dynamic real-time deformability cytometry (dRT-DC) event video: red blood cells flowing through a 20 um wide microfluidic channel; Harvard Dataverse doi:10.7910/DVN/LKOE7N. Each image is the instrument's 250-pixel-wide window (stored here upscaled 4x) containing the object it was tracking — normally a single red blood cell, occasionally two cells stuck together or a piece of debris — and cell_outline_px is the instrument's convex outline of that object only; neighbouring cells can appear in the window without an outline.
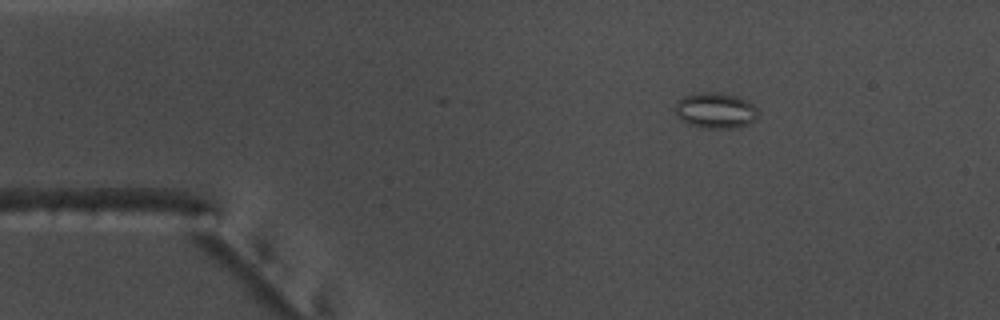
{"species": "common noctule bat (a hibernating species)", "species_latin": "Nyctalus noctula", "temperature_condition": "warm", "stored_images_in_passage": 47, "camera_frame_rate_fps": 3000, "um_per_image_px": 0.085, "animal": {"sex": "male", "body_mass_g": 17.5, "forearm_length_mm": 52.3}, "frame": {"image": 1, "passage_image": 1, "time_ms": 0.0, "image_size_px": [1000, 320], "cell_outline_px": [[760, 112], [748, 124], [732, 128], [708, 128], [688, 124], [676, 116], [672, 108], [684, 96], [700, 92], [720, 92], [736, 96], [748, 100]], "centroid_in_image_um": [60.79, 9.38], "position_along_channel_um": 24.2, "area_um2": 17.28}}
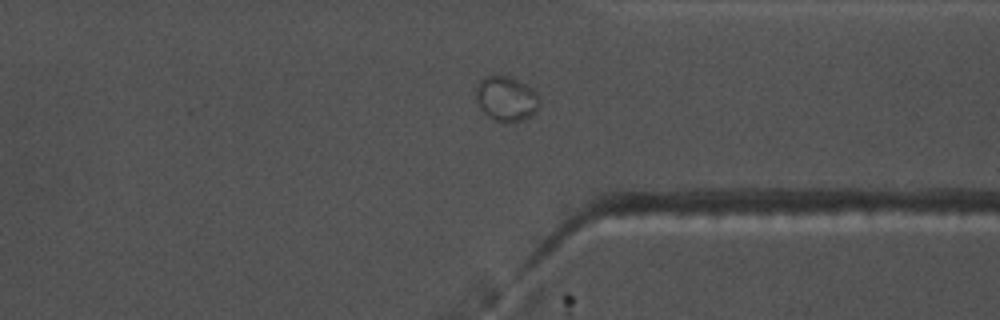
{"frame": {"image": 2, "passage_image": 34, "time_ms": 11.0, "image_size_px": [1000, 320], "cell_outline_px": [[540, 108], [536, 112], [520, 120], [504, 124], [488, 116], [480, 108], [476, 100], [476, 84], [484, 76], [508, 76], [532, 88], [536, 92], [540, 100]], "centroid_in_image_um": [43.03, 8.4], "position_along_channel_um": 368.4, "area_um2": 16.65}}
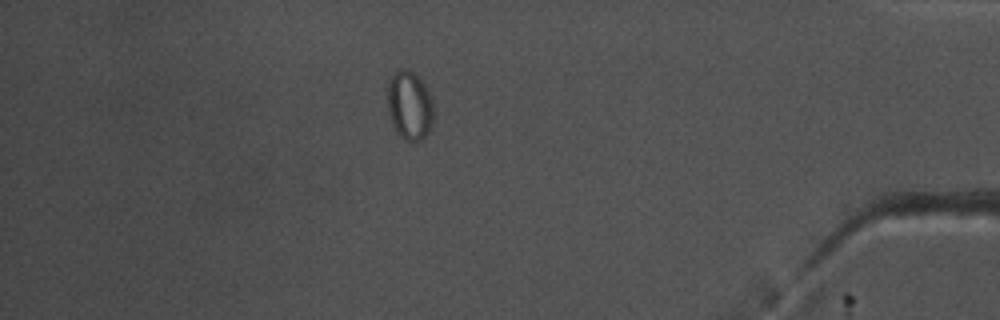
{"frame": {"image": 3, "passage_image": 40, "time_ms": 13.0, "image_size_px": [1000, 320], "cell_outline_px": [[432, 124], [428, 132], [420, 140], [404, 140], [400, 136], [392, 124], [388, 112], [388, 76], [400, 68], [408, 68], [420, 76], [432, 100]], "centroid_in_image_um": [34.78, 8.9], "position_along_channel_um": 400.4, "area_um2": 18.61}}